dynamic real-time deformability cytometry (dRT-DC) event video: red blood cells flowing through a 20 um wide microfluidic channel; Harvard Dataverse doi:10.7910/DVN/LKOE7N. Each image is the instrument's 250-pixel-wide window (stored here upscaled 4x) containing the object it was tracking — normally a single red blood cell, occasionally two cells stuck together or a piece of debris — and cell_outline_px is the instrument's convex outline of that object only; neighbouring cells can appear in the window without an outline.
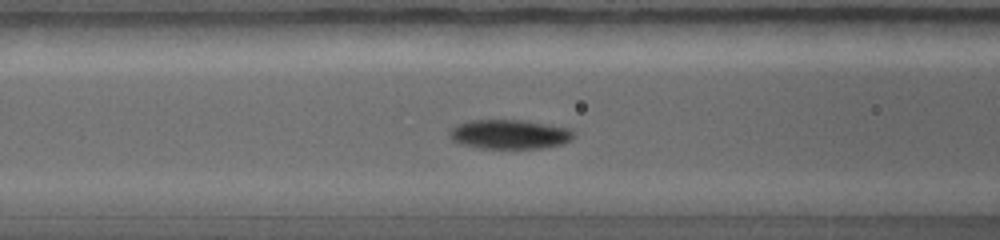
{"species": "common noctule bat (a hibernating species)", "species_latin": "Nyctalus noctula", "temperature_condition": "warm", "stored_images_in_passage": 25, "camera_frame_rate_fps": 5000, "um_per_image_px": 0.085, "animal": {"sex": "female", "body_mass_g": 19.0, "forearm_length_mm": 56.7}, "frame": {"image": 1, "passage_image": 10, "time_ms": 2.8, "image_size_px": [1000, 240], "cell_outline_px": [[576, 136], [572, 140], [564, 144], [540, 148], [476, 148], [460, 144], [452, 140], [448, 136], [448, 128], [456, 124], [468, 120], [520, 120], [548, 124], [572, 128], [576, 132]], "centroid_in_image_um": [43.31, 11.41], "position_along_channel_um": 123.3, "area_um2": 21.79}}
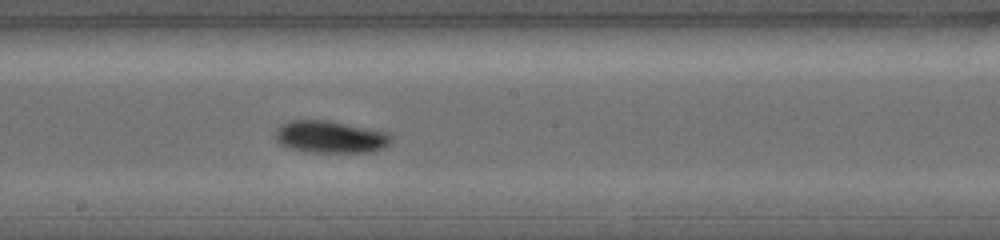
{"frame": {"image": 2, "passage_image": 15, "time_ms": 4.4, "image_size_px": [1000, 240], "cell_outline_px": [[392, 140], [384, 148], [376, 152], [312, 152], [288, 148], [280, 144], [276, 140], [272, 132], [280, 124], [292, 120], [328, 120], [392, 132]], "centroid_in_image_um": [28.09, 11.63], "position_along_channel_um": 220.1, "area_um2": 22.31}}
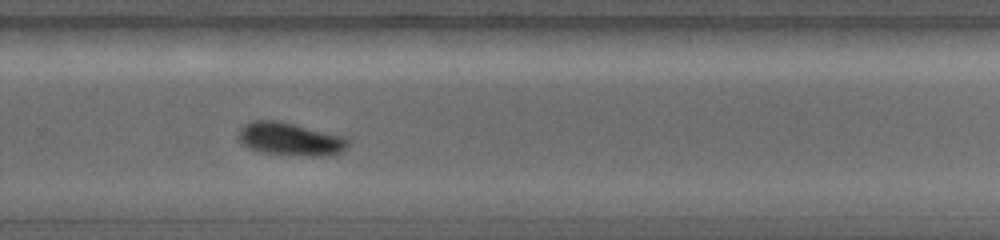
{"frame": {"image": 3, "passage_image": 19, "time_ms": 5.8, "image_size_px": [1000, 240], "cell_outline_px": [[352, 140], [348, 148], [344, 152], [336, 156], [288, 156], [260, 152], [248, 148], [240, 144], [236, 136], [240, 128], [252, 120], [276, 120], [352, 136]], "centroid_in_image_um": [24.78, 11.84], "position_along_channel_um": 305.0, "area_um2": 22.48}}